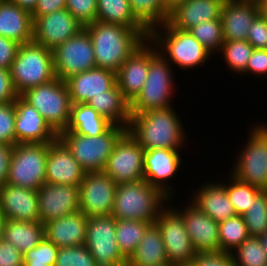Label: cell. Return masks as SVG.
Returning a JSON list of instances; mask_svg holds the SVG:
<instances>
[{
	"mask_svg": "<svg viewBox=\"0 0 267 266\" xmlns=\"http://www.w3.org/2000/svg\"><path fill=\"white\" fill-rule=\"evenodd\" d=\"M180 119L173 105L166 109L131 115L127 130L145 151L182 150L186 141V131Z\"/></svg>",
	"mask_w": 267,
	"mask_h": 266,
	"instance_id": "6da1fadb",
	"label": "cell"
},
{
	"mask_svg": "<svg viewBox=\"0 0 267 266\" xmlns=\"http://www.w3.org/2000/svg\"><path fill=\"white\" fill-rule=\"evenodd\" d=\"M84 28L92 40L96 67L114 72L148 40L141 31L120 24L96 20Z\"/></svg>",
	"mask_w": 267,
	"mask_h": 266,
	"instance_id": "7a4b0ae2",
	"label": "cell"
},
{
	"mask_svg": "<svg viewBox=\"0 0 267 266\" xmlns=\"http://www.w3.org/2000/svg\"><path fill=\"white\" fill-rule=\"evenodd\" d=\"M167 202L171 203L170 197L144 179L121 183L116 186L111 216L154 224Z\"/></svg>",
	"mask_w": 267,
	"mask_h": 266,
	"instance_id": "3957f363",
	"label": "cell"
},
{
	"mask_svg": "<svg viewBox=\"0 0 267 266\" xmlns=\"http://www.w3.org/2000/svg\"><path fill=\"white\" fill-rule=\"evenodd\" d=\"M172 66L149 41L148 76L140 93L130 103L131 115L172 106L176 82Z\"/></svg>",
	"mask_w": 267,
	"mask_h": 266,
	"instance_id": "277c9868",
	"label": "cell"
},
{
	"mask_svg": "<svg viewBox=\"0 0 267 266\" xmlns=\"http://www.w3.org/2000/svg\"><path fill=\"white\" fill-rule=\"evenodd\" d=\"M149 41L174 67L185 71L203 65L213 56L189 31L175 29L168 22L152 28Z\"/></svg>",
	"mask_w": 267,
	"mask_h": 266,
	"instance_id": "5b68a950",
	"label": "cell"
},
{
	"mask_svg": "<svg viewBox=\"0 0 267 266\" xmlns=\"http://www.w3.org/2000/svg\"><path fill=\"white\" fill-rule=\"evenodd\" d=\"M9 70L18 95L56 78L52 50L35 42L20 44Z\"/></svg>",
	"mask_w": 267,
	"mask_h": 266,
	"instance_id": "8992f818",
	"label": "cell"
},
{
	"mask_svg": "<svg viewBox=\"0 0 267 266\" xmlns=\"http://www.w3.org/2000/svg\"><path fill=\"white\" fill-rule=\"evenodd\" d=\"M126 131L127 128L123 126L112 125L104 134L96 137L62 131L58 134V138L86 172H103L108 157Z\"/></svg>",
	"mask_w": 267,
	"mask_h": 266,
	"instance_id": "52a82bcc",
	"label": "cell"
},
{
	"mask_svg": "<svg viewBox=\"0 0 267 266\" xmlns=\"http://www.w3.org/2000/svg\"><path fill=\"white\" fill-rule=\"evenodd\" d=\"M20 96L42 115L57 134L67 128L72 103L65 81L56 77L26 90Z\"/></svg>",
	"mask_w": 267,
	"mask_h": 266,
	"instance_id": "ba28073f",
	"label": "cell"
},
{
	"mask_svg": "<svg viewBox=\"0 0 267 266\" xmlns=\"http://www.w3.org/2000/svg\"><path fill=\"white\" fill-rule=\"evenodd\" d=\"M49 143H19L14 145L6 184L30 190L46 182V160Z\"/></svg>",
	"mask_w": 267,
	"mask_h": 266,
	"instance_id": "9c48e42d",
	"label": "cell"
},
{
	"mask_svg": "<svg viewBox=\"0 0 267 266\" xmlns=\"http://www.w3.org/2000/svg\"><path fill=\"white\" fill-rule=\"evenodd\" d=\"M251 129L246 145L233 162L231 175L241 182L267 191V136L256 125Z\"/></svg>",
	"mask_w": 267,
	"mask_h": 266,
	"instance_id": "30bf717a",
	"label": "cell"
},
{
	"mask_svg": "<svg viewBox=\"0 0 267 266\" xmlns=\"http://www.w3.org/2000/svg\"><path fill=\"white\" fill-rule=\"evenodd\" d=\"M174 208L172 205H166L154 224L161 233L168 262L177 266H189L196 251L186 231L182 215Z\"/></svg>",
	"mask_w": 267,
	"mask_h": 266,
	"instance_id": "8fae6325",
	"label": "cell"
},
{
	"mask_svg": "<svg viewBox=\"0 0 267 266\" xmlns=\"http://www.w3.org/2000/svg\"><path fill=\"white\" fill-rule=\"evenodd\" d=\"M52 53L55 75L62 81L96 67L92 40L85 28L56 46Z\"/></svg>",
	"mask_w": 267,
	"mask_h": 266,
	"instance_id": "7c38bea8",
	"label": "cell"
},
{
	"mask_svg": "<svg viewBox=\"0 0 267 266\" xmlns=\"http://www.w3.org/2000/svg\"><path fill=\"white\" fill-rule=\"evenodd\" d=\"M116 219L111 215L88 218L85 247L97 266H126L127 260L118 249Z\"/></svg>",
	"mask_w": 267,
	"mask_h": 266,
	"instance_id": "4fadbf2b",
	"label": "cell"
},
{
	"mask_svg": "<svg viewBox=\"0 0 267 266\" xmlns=\"http://www.w3.org/2000/svg\"><path fill=\"white\" fill-rule=\"evenodd\" d=\"M145 150L127 130L116 143L108 157L103 172L117 184L144 179Z\"/></svg>",
	"mask_w": 267,
	"mask_h": 266,
	"instance_id": "5bb4252c",
	"label": "cell"
},
{
	"mask_svg": "<svg viewBox=\"0 0 267 266\" xmlns=\"http://www.w3.org/2000/svg\"><path fill=\"white\" fill-rule=\"evenodd\" d=\"M117 183L104 172H86L79 185V209L88 218L111 215Z\"/></svg>",
	"mask_w": 267,
	"mask_h": 266,
	"instance_id": "9a60e30c",
	"label": "cell"
},
{
	"mask_svg": "<svg viewBox=\"0 0 267 266\" xmlns=\"http://www.w3.org/2000/svg\"><path fill=\"white\" fill-rule=\"evenodd\" d=\"M84 26L65 8L33 21V42L53 50L81 31Z\"/></svg>",
	"mask_w": 267,
	"mask_h": 266,
	"instance_id": "2e32d148",
	"label": "cell"
},
{
	"mask_svg": "<svg viewBox=\"0 0 267 266\" xmlns=\"http://www.w3.org/2000/svg\"><path fill=\"white\" fill-rule=\"evenodd\" d=\"M37 194L40 222L43 224L80 211L79 185H59L45 182L37 189Z\"/></svg>",
	"mask_w": 267,
	"mask_h": 266,
	"instance_id": "e0dca14e",
	"label": "cell"
},
{
	"mask_svg": "<svg viewBox=\"0 0 267 266\" xmlns=\"http://www.w3.org/2000/svg\"><path fill=\"white\" fill-rule=\"evenodd\" d=\"M180 150L169 149H151L146 150L144 155V180L151 186L162 190L170 200H173V185H168L170 178L176 176L181 168L183 160L180 156Z\"/></svg>",
	"mask_w": 267,
	"mask_h": 266,
	"instance_id": "ac0fdd59",
	"label": "cell"
},
{
	"mask_svg": "<svg viewBox=\"0 0 267 266\" xmlns=\"http://www.w3.org/2000/svg\"><path fill=\"white\" fill-rule=\"evenodd\" d=\"M45 169L46 183L49 184L80 185L86 174L59 138L49 143Z\"/></svg>",
	"mask_w": 267,
	"mask_h": 266,
	"instance_id": "d6986e66",
	"label": "cell"
},
{
	"mask_svg": "<svg viewBox=\"0 0 267 266\" xmlns=\"http://www.w3.org/2000/svg\"><path fill=\"white\" fill-rule=\"evenodd\" d=\"M183 210L175 208L183 217L186 231L196 252L220 251L218 222L203 213L191 201Z\"/></svg>",
	"mask_w": 267,
	"mask_h": 266,
	"instance_id": "ffe728a7",
	"label": "cell"
},
{
	"mask_svg": "<svg viewBox=\"0 0 267 266\" xmlns=\"http://www.w3.org/2000/svg\"><path fill=\"white\" fill-rule=\"evenodd\" d=\"M16 142L50 143L58 138V134L49 126L42 115L20 95L15 100Z\"/></svg>",
	"mask_w": 267,
	"mask_h": 266,
	"instance_id": "44dd1931",
	"label": "cell"
},
{
	"mask_svg": "<svg viewBox=\"0 0 267 266\" xmlns=\"http://www.w3.org/2000/svg\"><path fill=\"white\" fill-rule=\"evenodd\" d=\"M72 104L87 103L116 84V72L95 67L65 80Z\"/></svg>",
	"mask_w": 267,
	"mask_h": 266,
	"instance_id": "7402d4cb",
	"label": "cell"
},
{
	"mask_svg": "<svg viewBox=\"0 0 267 266\" xmlns=\"http://www.w3.org/2000/svg\"><path fill=\"white\" fill-rule=\"evenodd\" d=\"M0 211L6 219L40 221L37 190L3 184L0 186Z\"/></svg>",
	"mask_w": 267,
	"mask_h": 266,
	"instance_id": "603a6c76",
	"label": "cell"
},
{
	"mask_svg": "<svg viewBox=\"0 0 267 266\" xmlns=\"http://www.w3.org/2000/svg\"><path fill=\"white\" fill-rule=\"evenodd\" d=\"M149 70V39L118 69L116 81L124 98L131 103L142 90Z\"/></svg>",
	"mask_w": 267,
	"mask_h": 266,
	"instance_id": "cb8c5ba5",
	"label": "cell"
},
{
	"mask_svg": "<svg viewBox=\"0 0 267 266\" xmlns=\"http://www.w3.org/2000/svg\"><path fill=\"white\" fill-rule=\"evenodd\" d=\"M259 13V3L225 0L220 17L224 41L247 40L252 22Z\"/></svg>",
	"mask_w": 267,
	"mask_h": 266,
	"instance_id": "d4e9b609",
	"label": "cell"
},
{
	"mask_svg": "<svg viewBox=\"0 0 267 266\" xmlns=\"http://www.w3.org/2000/svg\"><path fill=\"white\" fill-rule=\"evenodd\" d=\"M225 0H184L170 10L168 23L175 29L188 31L203 21L221 17Z\"/></svg>",
	"mask_w": 267,
	"mask_h": 266,
	"instance_id": "484cf974",
	"label": "cell"
},
{
	"mask_svg": "<svg viewBox=\"0 0 267 266\" xmlns=\"http://www.w3.org/2000/svg\"><path fill=\"white\" fill-rule=\"evenodd\" d=\"M88 217L81 211L44 223V235L58 248L85 243Z\"/></svg>",
	"mask_w": 267,
	"mask_h": 266,
	"instance_id": "4316f807",
	"label": "cell"
},
{
	"mask_svg": "<svg viewBox=\"0 0 267 266\" xmlns=\"http://www.w3.org/2000/svg\"><path fill=\"white\" fill-rule=\"evenodd\" d=\"M219 182L221 181L202 184L190 199L203 213L218 223L237 215L224 186Z\"/></svg>",
	"mask_w": 267,
	"mask_h": 266,
	"instance_id": "83f0119b",
	"label": "cell"
},
{
	"mask_svg": "<svg viewBox=\"0 0 267 266\" xmlns=\"http://www.w3.org/2000/svg\"><path fill=\"white\" fill-rule=\"evenodd\" d=\"M0 36L19 44L33 42V18L27 10L21 9L12 0L0 3Z\"/></svg>",
	"mask_w": 267,
	"mask_h": 266,
	"instance_id": "f1b7e54d",
	"label": "cell"
},
{
	"mask_svg": "<svg viewBox=\"0 0 267 266\" xmlns=\"http://www.w3.org/2000/svg\"><path fill=\"white\" fill-rule=\"evenodd\" d=\"M87 104L113 125L128 128L131 118L130 103L124 98L117 84L102 95L91 98Z\"/></svg>",
	"mask_w": 267,
	"mask_h": 266,
	"instance_id": "f546056e",
	"label": "cell"
},
{
	"mask_svg": "<svg viewBox=\"0 0 267 266\" xmlns=\"http://www.w3.org/2000/svg\"><path fill=\"white\" fill-rule=\"evenodd\" d=\"M169 264L158 227L153 224L147 231L126 266H165Z\"/></svg>",
	"mask_w": 267,
	"mask_h": 266,
	"instance_id": "4dcf8cb0",
	"label": "cell"
},
{
	"mask_svg": "<svg viewBox=\"0 0 267 266\" xmlns=\"http://www.w3.org/2000/svg\"><path fill=\"white\" fill-rule=\"evenodd\" d=\"M113 124L87 103L71 105L70 120L64 131L96 137L104 134Z\"/></svg>",
	"mask_w": 267,
	"mask_h": 266,
	"instance_id": "1f68e13d",
	"label": "cell"
},
{
	"mask_svg": "<svg viewBox=\"0 0 267 266\" xmlns=\"http://www.w3.org/2000/svg\"><path fill=\"white\" fill-rule=\"evenodd\" d=\"M44 224L6 219L3 239L25 254L44 238Z\"/></svg>",
	"mask_w": 267,
	"mask_h": 266,
	"instance_id": "d6a6232c",
	"label": "cell"
},
{
	"mask_svg": "<svg viewBox=\"0 0 267 266\" xmlns=\"http://www.w3.org/2000/svg\"><path fill=\"white\" fill-rule=\"evenodd\" d=\"M96 20L141 31L149 39V30L133 14L129 0H97Z\"/></svg>",
	"mask_w": 267,
	"mask_h": 266,
	"instance_id": "836d02e7",
	"label": "cell"
},
{
	"mask_svg": "<svg viewBox=\"0 0 267 266\" xmlns=\"http://www.w3.org/2000/svg\"><path fill=\"white\" fill-rule=\"evenodd\" d=\"M153 224L145 221L116 219V241L123 257L128 260Z\"/></svg>",
	"mask_w": 267,
	"mask_h": 266,
	"instance_id": "e575fe53",
	"label": "cell"
},
{
	"mask_svg": "<svg viewBox=\"0 0 267 266\" xmlns=\"http://www.w3.org/2000/svg\"><path fill=\"white\" fill-rule=\"evenodd\" d=\"M129 3L133 14L149 31L169 20L170 10L163 0H129Z\"/></svg>",
	"mask_w": 267,
	"mask_h": 266,
	"instance_id": "d590c367",
	"label": "cell"
},
{
	"mask_svg": "<svg viewBox=\"0 0 267 266\" xmlns=\"http://www.w3.org/2000/svg\"><path fill=\"white\" fill-rule=\"evenodd\" d=\"M220 251L233 252L250 235L242 215H235L218 223Z\"/></svg>",
	"mask_w": 267,
	"mask_h": 266,
	"instance_id": "8d00e7d4",
	"label": "cell"
},
{
	"mask_svg": "<svg viewBox=\"0 0 267 266\" xmlns=\"http://www.w3.org/2000/svg\"><path fill=\"white\" fill-rule=\"evenodd\" d=\"M254 48L247 40L225 41L220 53L230 71L243 74L247 68L248 60Z\"/></svg>",
	"mask_w": 267,
	"mask_h": 266,
	"instance_id": "74e56055",
	"label": "cell"
},
{
	"mask_svg": "<svg viewBox=\"0 0 267 266\" xmlns=\"http://www.w3.org/2000/svg\"><path fill=\"white\" fill-rule=\"evenodd\" d=\"M230 176L226 184L225 182H221V184L224 186L236 214L243 215L263 190L241 182L233 175Z\"/></svg>",
	"mask_w": 267,
	"mask_h": 266,
	"instance_id": "f35d334b",
	"label": "cell"
},
{
	"mask_svg": "<svg viewBox=\"0 0 267 266\" xmlns=\"http://www.w3.org/2000/svg\"><path fill=\"white\" fill-rule=\"evenodd\" d=\"M211 54H220L225 42L221 19L203 21L188 30ZM219 51V52H218ZM217 52V53H216Z\"/></svg>",
	"mask_w": 267,
	"mask_h": 266,
	"instance_id": "ab89813d",
	"label": "cell"
},
{
	"mask_svg": "<svg viewBox=\"0 0 267 266\" xmlns=\"http://www.w3.org/2000/svg\"><path fill=\"white\" fill-rule=\"evenodd\" d=\"M231 254L235 266H267V255L258 237L249 236Z\"/></svg>",
	"mask_w": 267,
	"mask_h": 266,
	"instance_id": "60d3db41",
	"label": "cell"
},
{
	"mask_svg": "<svg viewBox=\"0 0 267 266\" xmlns=\"http://www.w3.org/2000/svg\"><path fill=\"white\" fill-rule=\"evenodd\" d=\"M242 216L250 236L263 235L267 231V191H262Z\"/></svg>",
	"mask_w": 267,
	"mask_h": 266,
	"instance_id": "b9f144b4",
	"label": "cell"
},
{
	"mask_svg": "<svg viewBox=\"0 0 267 266\" xmlns=\"http://www.w3.org/2000/svg\"><path fill=\"white\" fill-rule=\"evenodd\" d=\"M59 248L45 236L33 249L23 254V266H55Z\"/></svg>",
	"mask_w": 267,
	"mask_h": 266,
	"instance_id": "7bdbcfd3",
	"label": "cell"
},
{
	"mask_svg": "<svg viewBox=\"0 0 267 266\" xmlns=\"http://www.w3.org/2000/svg\"><path fill=\"white\" fill-rule=\"evenodd\" d=\"M55 266H97L85 245L59 248Z\"/></svg>",
	"mask_w": 267,
	"mask_h": 266,
	"instance_id": "ee69618b",
	"label": "cell"
},
{
	"mask_svg": "<svg viewBox=\"0 0 267 266\" xmlns=\"http://www.w3.org/2000/svg\"><path fill=\"white\" fill-rule=\"evenodd\" d=\"M16 107L15 101L0 104V143L16 145Z\"/></svg>",
	"mask_w": 267,
	"mask_h": 266,
	"instance_id": "f6af8a7d",
	"label": "cell"
},
{
	"mask_svg": "<svg viewBox=\"0 0 267 266\" xmlns=\"http://www.w3.org/2000/svg\"><path fill=\"white\" fill-rule=\"evenodd\" d=\"M66 9L85 27L97 18V0H66Z\"/></svg>",
	"mask_w": 267,
	"mask_h": 266,
	"instance_id": "bcb514c9",
	"label": "cell"
},
{
	"mask_svg": "<svg viewBox=\"0 0 267 266\" xmlns=\"http://www.w3.org/2000/svg\"><path fill=\"white\" fill-rule=\"evenodd\" d=\"M189 266H235L230 252L207 251L196 252Z\"/></svg>",
	"mask_w": 267,
	"mask_h": 266,
	"instance_id": "7dc6e473",
	"label": "cell"
},
{
	"mask_svg": "<svg viewBox=\"0 0 267 266\" xmlns=\"http://www.w3.org/2000/svg\"><path fill=\"white\" fill-rule=\"evenodd\" d=\"M247 41L254 49H267V19L261 12L252 22Z\"/></svg>",
	"mask_w": 267,
	"mask_h": 266,
	"instance_id": "c3c4849f",
	"label": "cell"
},
{
	"mask_svg": "<svg viewBox=\"0 0 267 266\" xmlns=\"http://www.w3.org/2000/svg\"><path fill=\"white\" fill-rule=\"evenodd\" d=\"M243 74L257 75L261 78L267 76V49H254ZM261 76V77H260Z\"/></svg>",
	"mask_w": 267,
	"mask_h": 266,
	"instance_id": "681fc988",
	"label": "cell"
},
{
	"mask_svg": "<svg viewBox=\"0 0 267 266\" xmlns=\"http://www.w3.org/2000/svg\"><path fill=\"white\" fill-rule=\"evenodd\" d=\"M24 257L11 243L0 240V266H23Z\"/></svg>",
	"mask_w": 267,
	"mask_h": 266,
	"instance_id": "f907efd6",
	"label": "cell"
},
{
	"mask_svg": "<svg viewBox=\"0 0 267 266\" xmlns=\"http://www.w3.org/2000/svg\"><path fill=\"white\" fill-rule=\"evenodd\" d=\"M20 44L12 39L0 36V68L10 69Z\"/></svg>",
	"mask_w": 267,
	"mask_h": 266,
	"instance_id": "816d5d0a",
	"label": "cell"
},
{
	"mask_svg": "<svg viewBox=\"0 0 267 266\" xmlns=\"http://www.w3.org/2000/svg\"><path fill=\"white\" fill-rule=\"evenodd\" d=\"M9 69L0 68V104L13 102L17 99Z\"/></svg>",
	"mask_w": 267,
	"mask_h": 266,
	"instance_id": "f5cc1de1",
	"label": "cell"
},
{
	"mask_svg": "<svg viewBox=\"0 0 267 266\" xmlns=\"http://www.w3.org/2000/svg\"><path fill=\"white\" fill-rule=\"evenodd\" d=\"M66 8V0H38L36 8L32 13L33 21L40 16Z\"/></svg>",
	"mask_w": 267,
	"mask_h": 266,
	"instance_id": "db71d44e",
	"label": "cell"
},
{
	"mask_svg": "<svg viewBox=\"0 0 267 266\" xmlns=\"http://www.w3.org/2000/svg\"><path fill=\"white\" fill-rule=\"evenodd\" d=\"M14 145L0 143V186L6 183Z\"/></svg>",
	"mask_w": 267,
	"mask_h": 266,
	"instance_id": "11a10c76",
	"label": "cell"
},
{
	"mask_svg": "<svg viewBox=\"0 0 267 266\" xmlns=\"http://www.w3.org/2000/svg\"><path fill=\"white\" fill-rule=\"evenodd\" d=\"M21 9L27 10L31 14L34 12L38 0H12Z\"/></svg>",
	"mask_w": 267,
	"mask_h": 266,
	"instance_id": "9f6ffc18",
	"label": "cell"
},
{
	"mask_svg": "<svg viewBox=\"0 0 267 266\" xmlns=\"http://www.w3.org/2000/svg\"><path fill=\"white\" fill-rule=\"evenodd\" d=\"M184 0H163L165 3L166 7L169 10H172L177 4L183 2Z\"/></svg>",
	"mask_w": 267,
	"mask_h": 266,
	"instance_id": "6f0895ef",
	"label": "cell"
},
{
	"mask_svg": "<svg viewBox=\"0 0 267 266\" xmlns=\"http://www.w3.org/2000/svg\"><path fill=\"white\" fill-rule=\"evenodd\" d=\"M5 222H6V218L3 215V213L0 211V240L3 239V232H4Z\"/></svg>",
	"mask_w": 267,
	"mask_h": 266,
	"instance_id": "680465c9",
	"label": "cell"
},
{
	"mask_svg": "<svg viewBox=\"0 0 267 266\" xmlns=\"http://www.w3.org/2000/svg\"><path fill=\"white\" fill-rule=\"evenodd\" d=\"M259 240L262 244V247L267 255V231L263 234V235H260L259 237Z\"/></svg>",
	"mask_w": 267,
	"mask_h": 266,
	"instance_id": "91938a15",
	"label": "cell"
},
{
	"mask_svg": "<svg viewBox=\"0 0 267 266\" xmlns=\"http://www.w3.org/2000/svg\"><path fill=\"white\" fill-rule=\"evenodd\" d=\"M260 12L266 17L267 19V0H262L260 3Z\"/></svg>",
	"mask_w": 267,
	"mask_h": 266,
	"instance_id": "94428289",
	"label": "cell"
},
{
	"mask_svg": "<svg viewBox=\"0 0 267 266\" xmlns=\"http://www.w3.org/2000/svg\"><path fill=\"white\" fill-rule=\"evenodd\" d=\"M256 126L267 136V124H256Z\"/></svg>",
	"mask_w": 267,
	"mask_h": 266,
	"instance_id": "6125c7cd",
	"label": "cell"
},
{
	"mask_svg": "<svg viewBox=\"0 0 267 266\" xmlns=\"http://www.w3.org/2000/svg\"><path fill=\"white\" fill-rule=\"evenodd\" d=\"M237 1H249V2L260 3L262 0H237Z\"/></svg>",
	"mask_w": 267,
	"mask_h": 266,
	"instance_id": "be15d7a7",
	"label": "cell"
},
{
	"mask_svg": "<svg viewBox=\"0 0 267 266\" xmlns=\"http://www.w3.org/2000/svg\"><path fill=\"white\" fill-rule=\"evenodd\" d=\"M165 266H177V265H173V264H170V263H169V264H167V265H165Z\"/></svg>",
	"mask_w": 267,
	"mask_h": 266,
	"instance_id": "e7e4bbea",
	"label": "cell"
}]
</instances>
